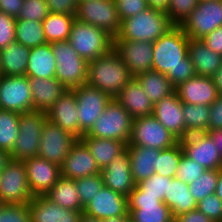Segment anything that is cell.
I'll return each instance as SVG.
<instances>
[{"instance_id":"6da1fadb","label":"cell","mask_w":222,"mask_h":222,"mask_svg":"<svg viewBox=\"0 0 222 222\" xmlns=\"http://www.w3.org/2000/svg\"><path fill=\"white\" fill-rule=\"evenodd\" d=\"M188 44L189 38L176 25L153 42L152 70L165 74L175 88L197 75L188 56Z\"/></svg>"},{"instance_id":"7a4b0ae2","label":"cell","mask_w":222,"mask_h":222,"mask_svg":"<svg viewBox=\"0 0 222 222\" xmlns=\"http://www.w3.org/2000/svg\"><path fill=\"white\" fill-rule=\"evenodd\" d=\"M132 78L131 72L113 48L87 65L86 85L100 89L112 99Z\"/></svg>"},{"instance_id":"3957f363","label":"cell","mask_w":222,"mask_h":222,"mask_svg":"<svg viewBox=\"0 0 222 222\" xmlns=\"http://www.w3.org/2000/svg\"><path fill=\"white\" fill-rule=\"evenodd\" d=\"M174 25L166 12L147 8L137 15L121 21L120 41H157Z\"/></svg>"},{"instance_id":"277c9868","label":"cell","mask_w":222,"mask_h":222,"mask_svg":"<svg viewBox=\"0 0 222 222\" xmlns=\"http://www.w3.org/2000/svg\"><path fill=\"white\" fill-rule=\"evenodd\" d=\"M73 49L87 62L107 54L113 48V37L106 31L75 18L68 39Z\"/></svg>"},{"instance_id":"5b68a950","label":"cell","mask_w":222,"mask_h":222,"mask_svg":"<svg viewBox=\"0 0 222 222\" xmlns=\"http://www.w3.org/2000/svg\"><path fill=\"white\" fill-rule=\"evenodd\" d=\"M56 60L55 78L72 90L86 84L88 62L70 45L69 41L51 43Z\"/></svg>"},{"instance_id":"8992f818","label":"cell","mask_w":222,"mask_h":222,"mask_svg":"<svg viewBox=\"0 0 222 222\" xmlns=\"http://www.w3.org/2000/svg\"><path fill=\"white\" fill-rule=\"evenodd\" d=\"M132 124L133 117L113 98L86 135L95 138L120 140L128 144Z\"/></svg>"},{"instance_id":"52a82bcc","label":"cell","mask_w":222,"mask_h":222,"mask_svg":"<svg viewBox=\"0 0 222 222\" xmlns=\"http://www.w3.org/2000/svg\"><path fill=\"white\" fill-rule=\"evenodd\" d=\"M46 121L45 111L32 110L21 113L19 133L10 153L11 159L24 161L38 156L42 130Z\"/></svg>"},{"instance_id":"ba28073f","label":"cell","mask_w":222,"mask_h":222,"mask_svg":"<svg viewBox=\"0 0 222 222\" xmlns=\"http://www.w3.org/2000/svg\"><path fill=\"white\" fill-rule=\"evenodd\" d=\"M0 197L4 204L29 203L34 198L23 161L10 159L0 172Z\"/></svg>"},{"instance_id":"9c48e42d","label":"cell","mask_w":222,"mask_h":222,"mask_svg":"<svg viewBox=\"0 0 222 222\" xmlns=\"http://www.w3.org/2000/svg\"><path fill=\"white\" fill-rule=\"evenodd\" d=\"M179 142L154 115L133 119L128 145L164 150Z\"/></svg>"},{"instance_id":"30bf717a","label":"cell","mask_w":222,"mask_h":222,"mask_svg":"<svg viewBox=\"0 0 222 222\" xmlns=\"http://www.w3.org/2000/svg\"><path fill=\"white\" fill-rule=\"evenodd\" d=\"M75 18L106 31L113 38L120 32L121 20L114 0H86L78 3Z\"/></svg>"},{"instance_id":"8fae6325","label":"cell","mask_w":222,"mask_h":222,"mask_svg":"<svg viewBox=\"0 0 222 222\" xmlns=\"http://www.w3.org/2000/svg\"><path fill=\"white\" fill-rule=\"evenodd\" d=\"M222 26V0H201L181 25L190 39L201 40Z\"/></svg>"},{"instance_id":"7c38bea8","label":"cell","mask_w":222,"mask_h":222,"mask_svg":"<svg viewBox=\"0 0 222 222\" xmlns=\"http://www.w3.org/2000/svg\"><path fill=\"white\" fill-rule=\"evenodd\" d=\"M72 90L75 92L77 101L80 139L90 131L112 98L100 89L86 84Z\"/></svg>"},{"instance_id":"4fadbf2b","label":"cell","mask_w":222,"mask_h":222,"mask_svg":"<svg viewBox=\"0 0 222 222\" xmlns=\"http://www.w3.org/2000/svg\"><path fill=\"white\" fill-rule=\"evenodd\" d=\"M130 222H174L171 209L158 196L142 195L135 187L128 196Z\"/></svg>"},{"instance_id":"5bb4252c","label":"cell","mask_w":222,"mask_h":222,"mask_svg":"<svg viewBox=\"0 0 222 222\" xmlns=\"http://www.w3.org/2000/svg\"><path fill=\"white\" fill-rule=\"evenodd\" d=\"M77 140L74 135L47 119L42 130L38 157L61 166Z\"/></svg>"},{"instance_id":"9a60e30c","label":"cell","mask_w":222,"mask_h":222,"mask_svg":"<svg viewBox=\"0 0 222 222\" xmlns=\"http://www.w3.org/2000/svg\"><path fill=\"white\" fill-rule=\"evenodd\" d=\"M0 109L19 114L32 111V94L28 77H0Z\"/></svg>"},{"instance_id":"2e32d148","label":"cell","mask_w":222,"mask_h":222,"mask_svg":"<svg viewBox=\"0 0 222 222\" xmlns=\"http://www.w3.org/2000/svg\"><path fill=\"white\" fill-rule=\"evenodd\" d=\"M113 49L119 54L133 77L152 70L153 42L120 41L114 37Z\"/></svg>"},{"instance_id":"e0dca14e","label":"cell","mask_w":222,"mask_h":222,"mask_svg":"<svg viewBox=\"0 0 222 222\" xmlns=\"http://www.w3.org/2000/svg\"><path fill=\"white\" fill-rule=\"evenodd\" d=\"M184 154L203 166L206 170L222 168V157L219 149L207 133L190 134L179 140Z\"/></svg>"},{"instance_id":"ac0fdd59","label":"cell","mask_w":222,"mask_h":222,"mask_svg":"<svg viewBox=\"0 0 222 222\" xmlns=\"http://www.w3.org/2000/svg\"><path fill=\"white\" fill-rule=\"evenodd\" d=\"M33 196L45 195L61 177L60 166L40 157L23 161Z\"/></svg>"},{"instance_id":"d6986e66","label":"cell","mask_w":222,"mask_h":222,"mask_svg":"<svg viewBox=\"0 0 222 222\" xmlns=\"http://www.w3.org/2000/svg\"><path fill=\"white\" fill-rule=\"evenodd\" d=\"M83 212L101 220L117 216H130L128 197L104 186L84 207Z\"/></svg>"},{"instance_id":"ffe728a7","label":"cell","mask_w":222,"mask_h":222,"mask_svg":"<svg viewBox=\"0 0 222 222\" xmlns=\"http://www.w3.org/2000/svg\"><path fill=\"white\" fill-rule=\"evenodd\" d=\"M60 170L62 177L73 180L101 172L95 159L80 139L72 145L70 152L60 166Z\"/></svg>"},{"instance_id":"44dd1931","label":"cell","mask_w":222,"mask_h":222,"mask_svg":"<svg viewBox=\"0 0 222 222\" xmlns=\"http://www.w3.org/2000/svg\"><path fill=\"white\" fill-rule=\"evenodd\" d=\"M104 186L126 197L136 187L130 166L128 148L101 170Z\"/></svg>"},{"instance_id":"7402d4cb","label":"cell","mask_w":222,"mask_h":222,"mask_svg":"<svg viewBox=\"0 0 222 222\" xmlns=\"http://www.w3.org/2000/svg\"><path fill=\"white\" fill-rule=\"evenodd\" d=\"M152 115L178 140L186 137L182 102L176 91L155 103Z\"/></svg>"},{"instance_id":"603a6c76","label":"cell","mask_w":222,"mask_h":222,"mask_svg":"<svg viewBox=\"0 0 222 222\" xmlns=\"http://www.w3.org/2000/svg\"><path fill=\"white\" fill-rule=\"evenodd\" d=\"M182 103L211 105L219 96L213 78L198 76L188 79L175 88Z\"/></svg>"},{"instance_id":"cb8c5ba5","label":"cell","mask_w":222,"mask_h":222,"mask_svg":"<svg viewBox=\"0 0 222 222\" xmlns=\"http://www.w3.org/2000/svg\"><path fill=\"white\" fill-rule=\"evenodd\" d=\"M47 119L79 139L77 101L73 90L67 89L53 104L47 112Z\"/></svg>"},{"instance_id":"d4e9b609","label":"cell","mask_w":222,"mask_h":222,"mask_svg":"<svg viewBox=\"0 0 222 222\" xmlns=\"http://www.w3.org/2000/svg\"><path fill=\"white\" fill-rule=\"evenodd\" d=\"M28 205L31 222H80L83 212L62 208L45 195L34 196Z\"/></svg>"},{"instance_id":"484cf974","label":"cell","mask_w":222,"mask_h":222,"mask_svg":"<svg viewBox=\"0 0 222 222\" xmlns=\"http://www.w3.org/2000/svg\"><path fill=\"white\" fill-rule=\"evenodd\" d=\"M32 94V110L45 111L67 91V88L53 78H28Z\"/></svg>"},{"instance_id":"4316f807","label":"cell","mask_w":222,"mask_h":222,"mask_svg":"<svg viewBox=\"0 0 222 222\" xmlns=\"http://www.w3.org/2000/svg\"><path fill=\"white\" fill-rule=\"evenodd\" d=\"M115 99L128 111L133 119L153 114L154 104L135 77L127 83Z\"/></svg>"},{"instance_id":"83f0119b","label":"cell","mask_w":222,"mask_h":222,"mask_svg":"<svg viewBox=\"0 0 222 222\" xmlns=\"http://www.w3.org/2000/svg\"><path fill=\"white\" fill-rule=\"evenodd\" d=\"M188 56L198 76L212 78L222 67V55L213 52L202 40L189 38Z\"/></svg>"},{"instance_id":"f1b7e54d","label":"cell","mask_w":222,"mask_h":222,"mask_svg":"<svg viewBox=\"0 0 222 222\" xmlns=\"http://www.w3.org/2000/svg\"><path fill=\"white\" fill-rule=\"evenodd\" d=\"M80 140L86 145L100 170L111 163L116 156L122 154L128 146L120 140L95 138L86 134Z\"/></svg>"},{"instance_id":"f546056e","label":"cell","mask_w":222,"mask_h":222,"mask_svg":"<svg viewBox=\"0 0 222 222\" xmlns=\"http://www.w3.org/2000/svg\"><path fill=\"white\" fill-rule=\"evenodd\" d=\"M131 173L135 183H139L155 174L159 149L145 146L128 145Z\"/></svg>"},{"instance_id":"4dcf8cb0","label":"cell","mask_w":222,"mask_h":222,"mask_svg":"<svg viewBox=\"0 0 222 222\" xmlns=\"http://www.w3.org/2000/svg\"><path fill=\"white\" fill-rule=\"evenodd\" d=\"M31 49L13 41L0 50L2 75L24 76L28 66Z\"/></svg>"},{"instance_id":"1f68e13d","label":"cell","mask_w":222,"mask_h":222,"mask_svg":"<svg viewBox=\"0 0 222 222\" xmlns=\"http://www.w3.org/2000/svg\"><path fill=\"white\" fill-rule=\"evenodd\" d=\"M163 202L171 209L174 219L197 208V202L190 194L189 184L176 177L168 183Z\"/></svg>"},{"instance_id":"d6a6232c","label":"cell","mask_w":222,"mask_h":222,"mask_svg":"<svg viewBox=\"0 0 222 222\" xmlns=\"http://www.w3.org/2000/svg\"><path fill=\"white\" fill-rule=\"evenodd\" d=\"M56 66L51 44L46 43L31 49L26 76L28 78H53Z\"/></svg>"},{"instance_id":"836d02e7","label":"cell","mask_w":222,"mask_h":222,"mask_svg":"<svg viewBox=\"0 0 222 222\" xmlns=\"http://www.w3.org/2000/svg\"><path fill=\"white\" fill-rule=\"evenodd\" d=\"M45 196L62 208L75 211L84 210L73 179L61 176Z\"/></svg>"},{"instance_id":"e575fe53","label":"cell","mask_w":222,"mask_h":222,"mask_svg":"<svg viewBox=\"0 0 222 222\" xmlns=\"http://www.w3.org/2000/svg\"><path fill=\"white\" fill-rule=\"evenodd\" d=\"M153 104L175 92V87L165 74L149 70L135 77Z\"/></svg>"},{"instance_id":"d590c367","label":"cell","mask_w":222,"mask_h":222,"mask_svg":"<svg viewBox=\"0 0 222 222\" xmlns=\"http://www.w3.org/2000/svg\"><path fill=\"white\" fill-rule=\"evenodd\" d=\"M74 20L73 15L49 13L42 21L47 43L68 40Z\"/></svg>"},{"instance_id":"8d00e7d4","label":"cell","mask_w":222,"mask_h":222,"mask_svg":"<svg viewBox=\"0 0 222 222\" xmlns=\"http://www.w3.org/2000/svg\"><path fill=\"white\" fill-rule=\"evenodd\" d=\"M15 41L30 49L46 44L42 22L16 19Z\"/></svg>"},{"instance_id":"74e56055","label":"cell","mask_w":222,"mask_h":222,"mask_svg":"<svg viewBox=\"0 0 222 222\" xmlns=\"http://www.w3.org/2000/svg\"><path fill=\"white\" fill-rule=\"evenodd\" d=\"M186 137L190 134L206 133L209 126L210 106L182 103Z\"/></svg>"},{"instance_id":"f35d334b","label":"cell","mask_w":222,"mask_h":222,"mask_svg":"<svg viewBox=\"0 0 222 222\" xmlns=\"http://www.w3.org/2000/svg\"><path fill=\"white\" fill-rule=\"evenodd\" d=\"M17 112L0 109V150L11 153L19 133Z\"/></svg>"},{"instance_id":"ab89813d","label":"cell","mask_w":222,"mask_h":222,"mask_svg":"<svg viewBox=\"0 0 222 222\" xmlns=\"http://www.w3.org/2000/svg\"><path fill=\"white\" fill-rule=\"evenodd\" d=\"M183 154L184 152L179 142L171 148L160 150L159 157H157L155 173L165 177L175 178Z\"/></svg>"},{"instance_id":"60d3db41","label":"cell","mask_w":222,"mask_h":222,"mask_svg":"<svg viewBox=\"0 0 222 222\" xmlns=\"http://www.w3.org/2000/svg\"><path fill=\"white\" fill-rule=\"evenodd\" d=\"M219 170H206L197 180L189 184L190 194L198 203L201 199L215 194Z\"/></svg>"},{"instance_id":"b9f144b4","label":"cell","mask_w":222,"mask_h":222,"mask_svg":"<svg viewBox=\"0 0 222 222\" xmlns=\"http://www.w3.org/2000/svg\"><path fill=\"white\" fill-rule=\"evenodd\" d=\"M75 185L79 193L81 206H87L97 193L104 187L101 173L75 180Z\"/></svg>"},{"instance_id":"7bdbcfd3","label":"cell","mask_w":222,"mask_h":222,"mask_svg":"<svg viewBox=\"0 0 222 222\" xmlns=\"http://www.w3.org/2000/svg\"><path fill=\"white\" fill-rule=\"evenodd\" d=\"M171 180L172 178L155 173L151 177L137 183L136 188L142 195L158 196V199L163 201L167 193L168 183H170Z\"/></svg>"},{"instance_id":"ee69618b","label":"cell","mask_w":222,"mask_h":222,"mask_svg":"<svg viewBox=\"0 0 222 222\" xmlns=\"http://www.w3.org/2000/svg\"><path fill=\"white\" fill-rule=\"evenodd\" d=\"M198 0H169L167 15L173 25L181 26L197 7Z\"/></svg>"},{"instance_id":"f6af8a7d","label":"cell","mask_w":222,"mask_h":222,"mask_svg":"<svg viewBox=\"0 0 222 222\" xmlns=\"http://www.w3.org/2000/svg\"><path fill=\"white\" fill-rule=\"evenodd\" d=\"M0 222H31L28 203L3 204L0 208Z\"/></svg>"},{"instance_id":"bcb514c9","label":"cell","mask_w":222,"mask_h":222,"mask_svg":"<svg viewBox=\"0 0 222 222\" xmlns=\"http://www.w3.org/2000/svg\"><path fill=\"white\" fill-rule=\"evenodd\" d=\"M49 13L46 0H24L22 9L16 19L42 22Z\"/></svg>"},{"instance_id":"7dc6e473","label":"cell","mask_w":222,"mask_h":222,"mask_svg":"<svg viewBox=\"0 0 222 222\" xmlns=\"http://www.w3.org/2000/svg\"><path fill=\"white\" fill-rule=\"evenodd\" d=\"M205 171L206 169L203 166L183 154L178 165L176 178L184 181L186 184H190L197 180Z\"/></svg>"},{"instance_id":"c3c4849f","label":"cell","mask_w":222,"mask_h":222,"mask_svg":"<svg viewBox=\"0 0 222 222\" xmlns=\"http://www.w3.org/2000/svg\"><path fill=\"white\" fill-rule=\"evenodd\" d=\"M197 209L213 222H222V201L215 194L201 199Z\"/></svg>"},{"instance_id":"681fc988","label":"cell","mask_w":222,"mask_h":222,"mask_svg":"<svg viewBox=\"0 0 222 222\" xmlns=\"http://www.w3.org/2000/svg\"><path fill=\"white\" fill-rule=\"evenodd\" d=\"M114 2L121 21L149 8L146 0H114Z\"/></svg>"},{"instance_id":"f907efd6","label":"cell","mask_w":222,"mask_h":222,"mask_svg":"<svg viewBox=\"0 0 222 222\" xmlns=\"http://www.w3.org/2000/svg\"><path fill=\"white\" fill-rule=\"evenodd\" d=\"M16 18L0 11V50L15 41Z\"/></svg>"},{"instance_id":"816d5d0a","label":"cell","mask_w":222,"mask_h":222,"mask_svg":"<svg viewBox=\"0 0 222 222\" xmlns=\"http://www.w3.org/2000/svg\"><path fill=\"white\" fill-rule=\"evenodd\" d=\"M50 13L69 14L75 16L77 13V0H46Z\"/></svg>"},{"instance_id":"f5cc1de1","label":"cell","mask_w":222,"mask_h":222,"mask_svg":"<svg viewBox=\"0 0 222 222\" xmlns=\"http://www.w3.org/2000/svg\"><path fill=\"white\" fill-rule=\"evenodd\" d=\"M222 129V95L210 105L209 126L207 131Z\"/></svg>"},{"instance_id":"db71d44e","label":"cell","mask_w":222,"mask_h":222,"mask_svg":"<svg viewBox=\"0 0 222 222\" xmlns=\"http://www.w3.org/2000/svg\"><path fill=\"white\" fill-rule=\"evenodd\" d=\"M201 40L213 52L222 55V26L216 28Z\"/></svg>"},{"instance_id":"11a10c76","label":"cell","mask_w":222,"mask_h":222,"mask_svg":"<svg viewBox=\"0 0 222 222\" xmlns=\"http://www.w3.org/2000/svg\"><path fill=\"white\" fill-rule=\"evenodd\" d=\"M24 0H0V11L14 18L19 16Z\"/></svg>"},{"instance_id":"9f6ffc18","label":"cell","mask_w":222,"mask_h":222,"mask_svg":"<svg viewBox=\"0 0 222 222\" xmlns=\"http://www.w3.org/2000/svg\"><path fill=\"white\" fill-rule=\"evenodd\" d=\"M174 222H213L197 208L175 218Z\"/></svg>"},{"instance_id":"6f0895ef","label":"cell","mask_w":222,"mask_h":222,"mask_svg":"<svg viewBox=\"0 0 222 222\" xmlns=\"http://www.w3.org/2000/svg\"><path fill=\"white\" fill-rule=\"evenodd\" d=\"M214 142L222 157V129H215L206 132Z\"/></svg>"},{"instance_id":"680465c9","label":"cell","mask_w":222,"mask_h":222,"mask_svg":"<svg viewBox=\"0 0 222 222\" xmlns=\"http://www.w3.org/2000/svg\"><path fill=\"white\" fill-rule=\"evenodd\" d=\"M148 7L156 10H160L163 12H167L169 7V0H146Z\"/></svg>"},{"instance_id":"91938a15","label":"cell","mask_w":222,"mask_h":222,"mask_svg":"<svg viewBox=\"0 0 222 222\" xmlns=\"http://www.w3.org/2000/svg\"><path fill=\"white\" fill-rule=\"evenodd\" d=\"M215 86L217 87L218 94L222 95V67L212 77Z\"/></svg>"},{"instance_id":"94428289","label":"cell","mask_w":222,"mask_h":222,"mask_svg":"<svg viewBox=\"0 0 222 222\" xmlns=\"http://www.w3.org/2000/svg\"><path fill=\"white\" fill-rule=\"evenodd\" d=\"M10 159V154L8 152L0 150V172L5 168Z\"/></svg>"},{"instance_id":"6125c7cd","label":"cell","mask_w":222,"mask_h":222,"mask_svg":"<svg viewBox=\"0 0 222 222\" xmlns=\"http://www.w3.org/2000/svg\"><path fill=\"white\" fill-rule=\"evenodd\" d=\"M215 195L222 201V168L219 169V177L217 180Z\"/></svg>"},{"instance_id":"be15d7a7","label":"cell","mask_w":222,"mask_h":222,"mask_svg":"<svg viewBox=\"0 0 222 222\" xmlns=\"http://www.w3.org/2000/svg\"><path fill=\"white\" fill-rule=\"evenodd\" d=\"M102 222H130V216H117L103 219Z\"/></svg>"},{"instance_id":"e7e4bbea","label":"cell","mask_w":222,"mask_h":222,"mask_svg":"<svg viewBox=\"0 0 222 222\" xmlns=\"http://www.w3.org/2000/svg\"><path fill=\"white\" fill-rule=\"evenodd\" d=\"M80 222H102V220L99 218L89 216L85 214L84 212H82L80 216Z\"/></svg>"},{"instance_id":"03108f58","label":"cell","mask_w":222,"mask_h":222,"mask_svg":"<svg viewBox=\"0 0 222 222\" xmlns=\"http://www.w3.org/2000/svg\"><path fill=\"white\" fill-rule=\"evenodd\" d=\"M3 204L4 203L2 202L1 197H0V208L2 207Z\"/></svg>"},{"instance_id":"003e7915","label":"cell","mask_w":222,"mask_h":222,"mask_svg":"<svg viewBox=\"0 0 222 222\" xmlns=\"http://www.w3.org/2000/svg\"><path fill=\"white\" fill-rule=\"evenodd\" d=\"M2 76V70H1V62H0V77Z\"/></svg>"},{"instance_id":"a7ac6f4b","label":"cell","mask_w":222,"mask_h":222,"mask_svg":"<svg viewBox=\"0 0 222 222\" xmlns=\"http://www.w3.org/2000/svg\"><path fill=\"white\" fill-rule=\"evenodd\" d=\"M83 1H86V0H77V3H81V2H83Z\"/></svg>"}]
</instances>
